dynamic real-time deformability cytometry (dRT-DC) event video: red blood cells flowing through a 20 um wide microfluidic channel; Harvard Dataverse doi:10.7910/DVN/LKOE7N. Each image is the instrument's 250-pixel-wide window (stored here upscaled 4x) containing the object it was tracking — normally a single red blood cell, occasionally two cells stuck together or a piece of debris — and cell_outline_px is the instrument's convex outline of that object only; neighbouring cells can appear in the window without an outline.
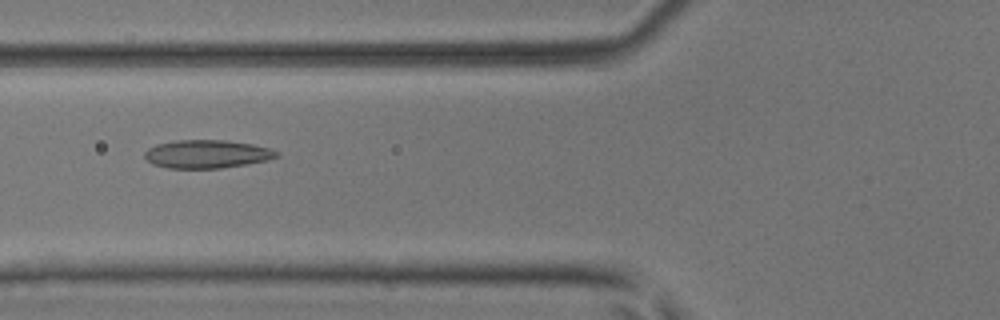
{"species": "common noctule bat (a hibernating species)", "species_latin": "Nyctalus noctula", "temperature_condition": "room temperature", "stored_images_in_passage": 6, "camera_frame_rate_fps": 3000, "um_per_image_px": 0.085, "animal": {"sex": "male", "body_mass_g": 17.9, "forearm_length_mm": 54.2}, "frame": {"image": 1, "passage_image": 6, "time_ms": 1.667, "image_size_px": [1000, 320], "cell_outline_px": [[280, 156], [268, 160], [220, 168], [168, 168], [152, 164], [144, 156], [144, 152], [148, 148], [156, 144], [176, 140], [228, 140], [252, 144], [268, 148], [280, 152]], "centroid_in_image_um": [17.58, 13.09], "position_along_channel_um": 108.2, "area_um2": 21.73}}